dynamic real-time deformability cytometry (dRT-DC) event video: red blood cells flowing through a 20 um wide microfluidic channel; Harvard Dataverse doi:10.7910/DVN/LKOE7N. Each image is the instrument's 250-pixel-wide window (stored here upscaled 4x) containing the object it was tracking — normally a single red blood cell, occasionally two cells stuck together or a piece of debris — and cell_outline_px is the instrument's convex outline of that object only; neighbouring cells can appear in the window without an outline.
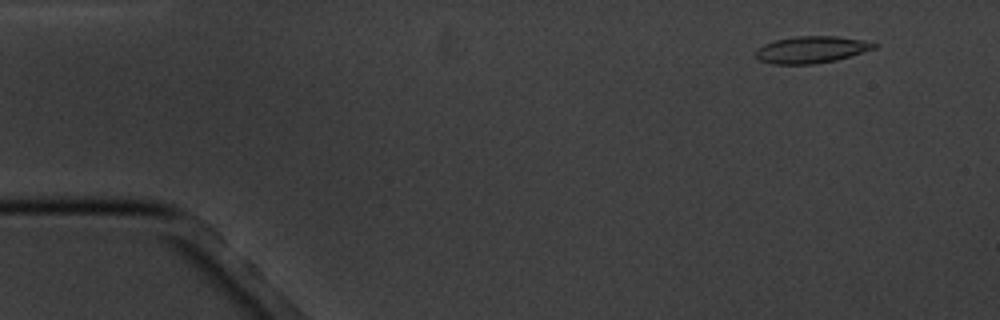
{"species": "common noctule bat (a hibernating species)", "species_latin": "Nyctalus noctula", "temperature_condition": "cold", "stored_images_in_passage": 4, "camera_frame_rate_fps": 3000, "um_per_image_px": 0.085, "animal": {"sex": "male", "body_mass_g": 20.1, "forearm_length_mm": 53.5}, "frame": {"image": 1, "passage_image": 2, "time_ms": 1.0, "image_size_px": [1000, 320], "cell_outline_px": [[876, 48], [836, 60], [812, 64], [772, 64], [760, 60], [752, 52], [756, 48], [764, 44], [776, 40], [796, 36], [836, 36], [864, 40], [876, 44]], "centroid_in_image_um": [68.91, 4.22], "position_along_channel_um": 16.1, "area_um2": 18.5}}